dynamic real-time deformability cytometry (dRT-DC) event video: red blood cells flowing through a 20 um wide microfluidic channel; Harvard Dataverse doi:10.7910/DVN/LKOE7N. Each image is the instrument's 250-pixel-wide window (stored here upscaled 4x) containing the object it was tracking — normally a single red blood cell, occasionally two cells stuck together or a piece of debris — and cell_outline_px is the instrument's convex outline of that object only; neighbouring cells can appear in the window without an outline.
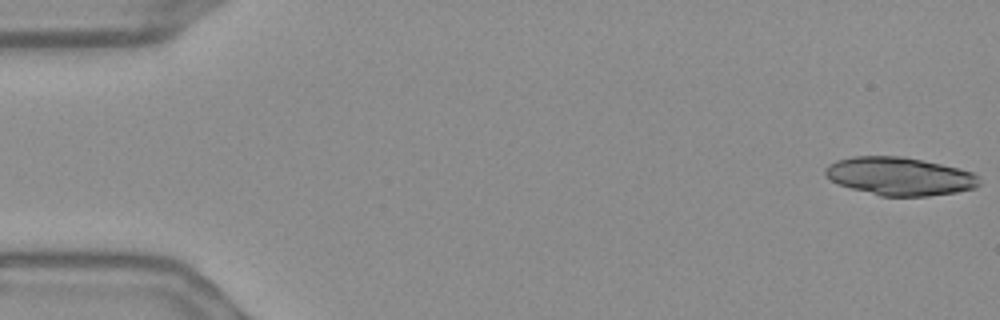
{"species": "Egyptian fruit bat (a non-hibernating species)", "species_latin": "Rousettus aegyptiacus", "temperature_condition": "warm", "stored_images_in_passage": 56, "camera_frame_rate_fps": 3000, "um_per_image_px": 0.085, "frame": {"image": 1, "passage_image": 1, "time_ms": 0.0, "image_size_px": [1000, 320], "cell_outline_px": [[980, 184], [976, 188], [956, 192], [928, 196], [880, 196], [852, 188], [840, 184], [832, 180], [824, 172], [824, 168], [828, 164], [836, 160], [852, 156], [904, 156], [960, 168], [972, 172], [980, 176]], "centroid_in_image_um": [76.51, 14.97], "position_along_channel_um": 8.5, "area_um2": 34.33}}
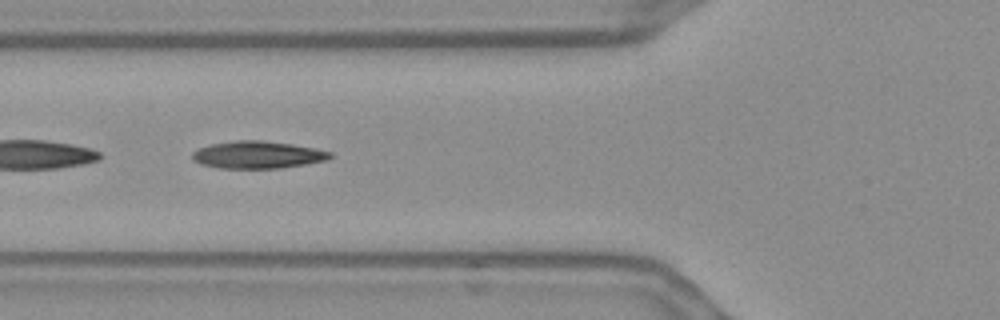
{"frame": {"image": 2, "passage_image": 21, "time_ms": 6.667, "image_size_px": [1000, 320], "cell_outline_px": [[332, 156], [328, 160], [280, 168], [220, 168], [200, 164], [192, 160], [192, 152], [208, 144], [236, 140], [260, 140], [292, 144], [316, 148], [332, 152]], "centroid_in_image_um": [21.89, 13.15], "position_along_channel_um": 103.9, "area_um2": 22.02}}
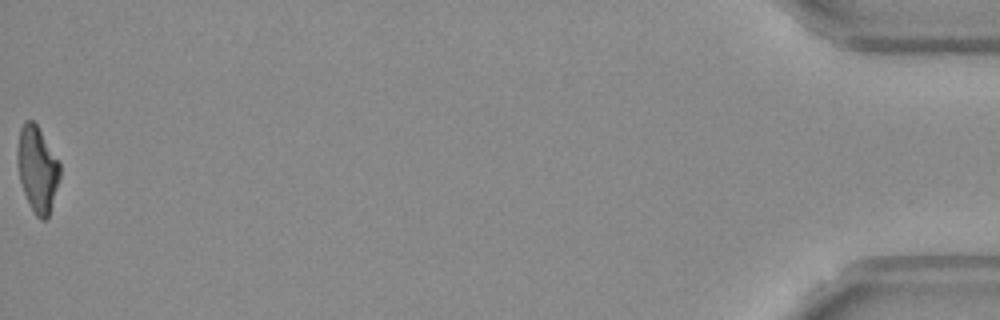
{"frame": {"image": 3, "passage_image": 56, "time_ms": 18.333, "image_size_px": [1000, 320], "cell_outline_px": [[60, 176], [48, 216], [44, 220], [40, 220], [36, 216], [24, 192], [20, 180], [16, 160], [16, 148], [20, 128], [24, 120], [32, 120], [36, 124], [60, 164]], "centroid_in_image_um": [3.14, 14.34], "position_along_channel_um": 432.1, "area_um2": 20.92}, "authors_computed_cell_mechanics": {"area_um2": 21.9062, "velocity_mm_per_s": 3.6853, "shape_relaxation_time_tau1_ms": 10.4906, "shape_relaxation_time_tau2_ms": 2.0351, "deformation_change_tau1": 0.286, "deformation_change_tau2": 0.1031}}